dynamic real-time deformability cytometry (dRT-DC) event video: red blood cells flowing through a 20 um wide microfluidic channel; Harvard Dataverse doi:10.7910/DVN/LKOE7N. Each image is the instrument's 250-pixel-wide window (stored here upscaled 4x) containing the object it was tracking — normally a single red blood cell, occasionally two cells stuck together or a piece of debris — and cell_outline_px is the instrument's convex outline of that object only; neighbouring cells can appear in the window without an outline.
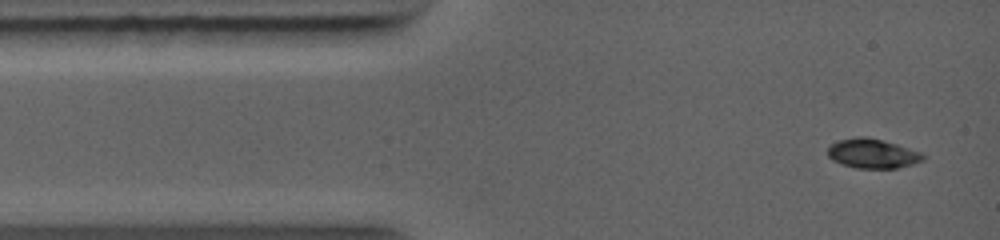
{"species": "common noctule bat (a hibernating species)", "species_latin": "Nyctalus noctula", "temperature_condition": "warm", "stored_images_in_passage": 4, "camera_frame_rate_fps": 5000, "um_per_image_px": 0.085, "animal": {"sex": "female", "body_mass_g": 19.0, "forearm_length_mm": 56.7}, "frame": {"image": 1, "passage_image": 1, "time_ms": 0.0, "image_size_px": [1000, 240], "cell_outline_px": [[924, 160], [912, 164], [896, 168], [856, 168], [832, 160], [828, 156], [828, 148], [832, 144], [840, 140], [856, 136], [868, 136], [896, 144], [920, 152], [924, 156]], "centroid_in_image_um": [74.15, 13.04], "position_along_channel_um": 10.8, "area_um2": 16.18}}
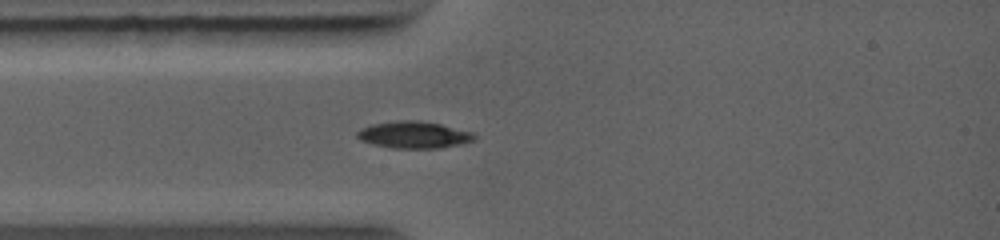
{"frame": {"image": 2, "passage_image": 4, "time_ms": 2.0, "image_size_px": [1000, 240], "cell_outline_px": [[476, 140], [464, 144], [440, 148], [392, 148], [372, 144], [360, 140], [356, 136], [356, 132], [360, 128], [372, 124], [396, 120], [416, 120], [440, 124], [476, 132]], "centroid_in_image_um": [35.22, 11.46], "position_along_channel_um": 49.8, "area_um2": 18.73}}